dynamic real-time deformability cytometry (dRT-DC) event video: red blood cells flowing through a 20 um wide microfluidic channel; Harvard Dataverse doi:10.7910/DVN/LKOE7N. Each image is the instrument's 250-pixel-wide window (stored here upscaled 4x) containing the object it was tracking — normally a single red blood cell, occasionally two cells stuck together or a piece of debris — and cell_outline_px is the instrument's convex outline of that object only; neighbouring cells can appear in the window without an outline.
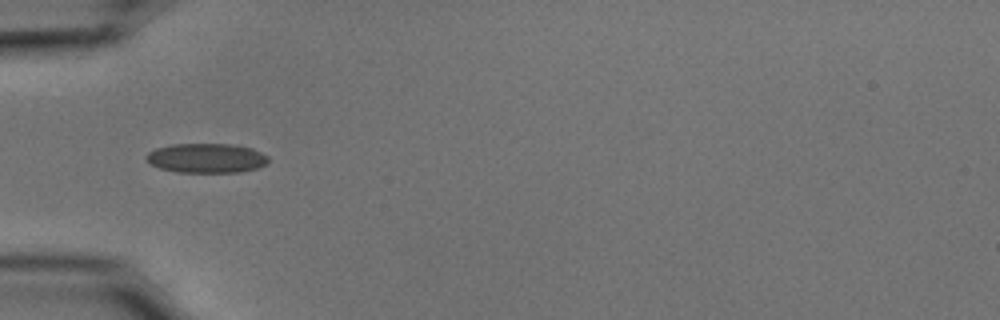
{"species": "common noctule bat (a hibernating species)", "species_latin": "Nyctalus noctula", "temperature_condition": "cold", "stored_images_in_passage": 12, "camera_frame_rate_fps": 3000, "um_per_image_px": 0.085, "animal": {"sex": "male", "body_mass_g": 15.6}, "frame": {"image": 1, "passage_image": 3, "time_ms": 0.667, "image_size_px": [1000, 320], "cell_outline_px": [[268, 164], [256, 168], [240, 172], [176, 172], [160, 168], [152, 164], [144, 156], [148, 152], [156, 148], [172, 144], [228, 144], [252, 148], [268, 156]], "centroid_in_image_um": [17.55, 13.44], "position_along_channel_um": 67.4, "area_um2": 20.92}}
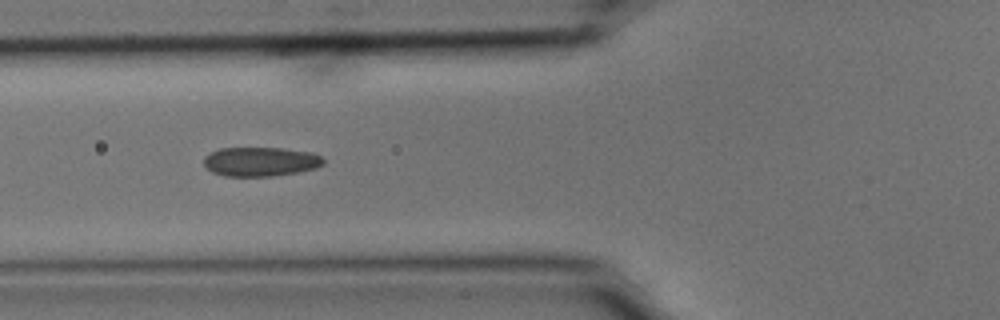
{"frame": {"image": 2, "passage_image": 6, "time_ms": 1.667, "image_size_px": [1000, 320], "cell_outline_px": [[324, 164], [316, 168], [300, 172], [272, 176], [224, 176], [212, 172], [204, 164], [204, 156], [220, 148], [280, 148], [312, 152], [320, 156], [324, 160]], "centroid_in_image_um": [22.16, 13.74], "position_along_channel_um": 103.6, "area_um2": 20.4}}
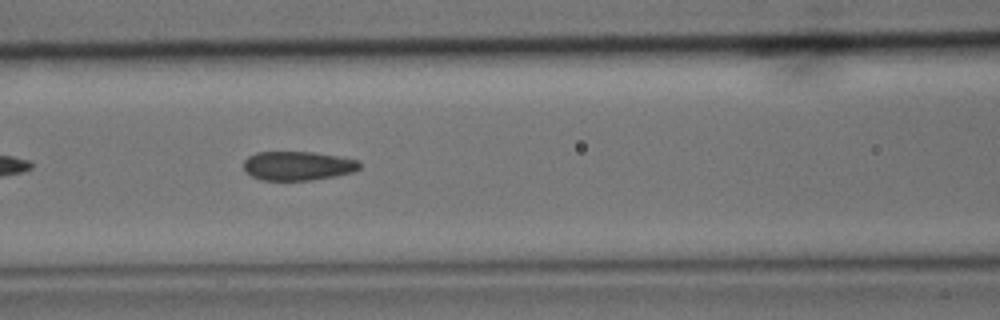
{"frame": {"image": 3, "passage_image": 9, "time_ms": 2.667, "image_size_px": [1000, 320], "cell_outline_px": [[360, 168], [352, 172], [336, 176], [312, 180], [260, 180], [252, 176], [244, 168], [244, 160], [248, 156], [256, 152], [312, 152], [360, 160]], "centroid_in_image_um": [25.31, 14.09], "position_along_channel_um": 141.3, "area_um2": 19.59}}